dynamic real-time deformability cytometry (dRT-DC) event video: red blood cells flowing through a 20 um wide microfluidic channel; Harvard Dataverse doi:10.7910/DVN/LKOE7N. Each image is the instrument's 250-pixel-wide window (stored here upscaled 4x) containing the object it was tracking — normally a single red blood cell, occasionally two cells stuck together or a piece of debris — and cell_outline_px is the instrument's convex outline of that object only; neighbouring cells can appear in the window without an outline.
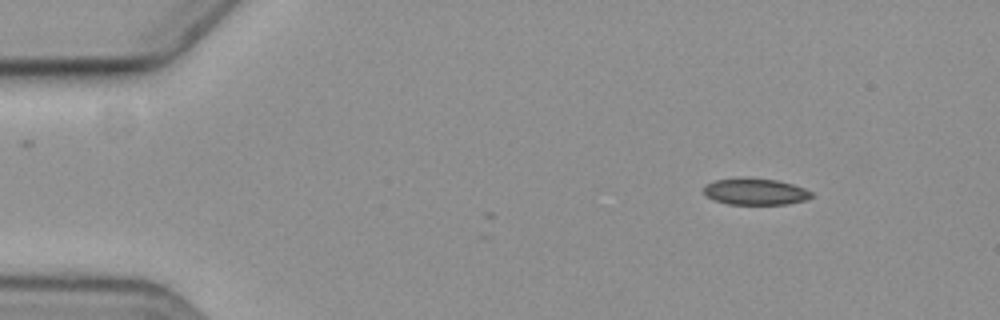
{"species": "common noctule bat (a hibernating species)", "species_latin": "Nyctalus noctula", "temperature_condition": "cold", "stored_images_in_passage": 4, "camera_frame_rate_fps": 3000, "um_per_image_px": 0.085, "animal": {"sex": "female", "body_mass_g": 19.3, "forearm_length_mm": 54.1}, "frame": {"image": 1, "passage_image": 1, "time_ms": 0.0, "image_size_px": [1000, 320], "cell_outline_px": [[816, 196], [804, 200], [784, 204], [728, 204], [716, 200], [708, 196], [704, 192], [704, 184], [716, 180], [776, 180], [792, 184], [804, 188], [812, 192]], "centroid_in_image_um": [64.25, 16.32], "position_along_channel_um": 20.7, "area_um2": 15.9}}
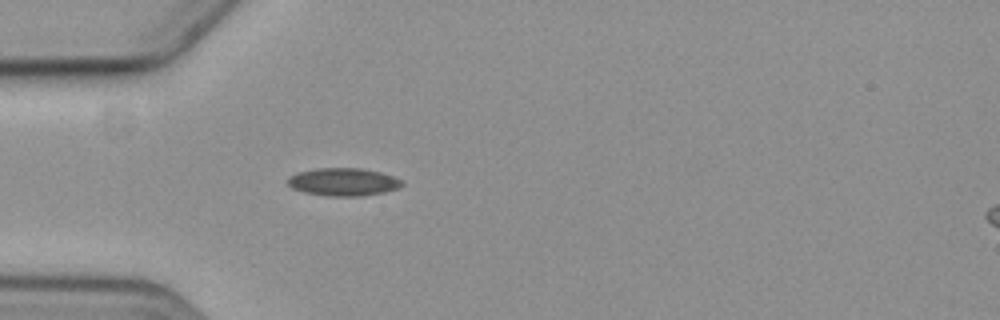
{"frame": {"image": 2, "passage_image": 4, "time_ms": 3.333, "image_size_px": [1000, 320], "cell_outline_px": [[404, 184], [396, 188], [384, 192], [360, 196], [328, 196], [304, 192], [292, 188], [288, 184], [288, 176], [296, 172], [316, 168], [360, 168], [380, 172], [392, 176], [400, 180]], "centroid_in_image_um": [29.13, 15.46], "position_along_channel_um": 55.9, "area_um2": 18.44}}